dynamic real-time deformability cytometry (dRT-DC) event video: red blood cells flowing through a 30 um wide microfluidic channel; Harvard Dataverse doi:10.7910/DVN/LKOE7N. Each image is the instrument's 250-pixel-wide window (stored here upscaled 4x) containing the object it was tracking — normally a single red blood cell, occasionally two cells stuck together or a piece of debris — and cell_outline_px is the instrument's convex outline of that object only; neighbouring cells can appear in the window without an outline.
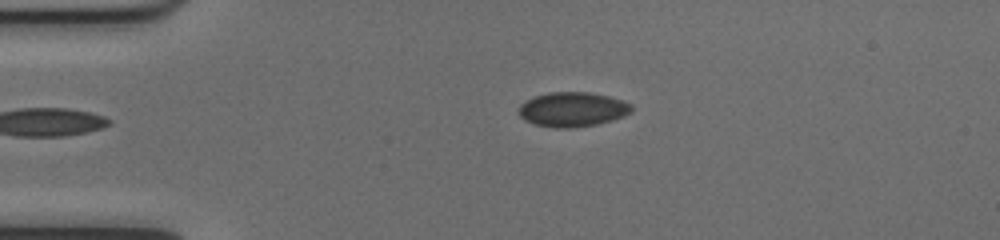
{"species": "common noctule bat (a hibernating species)", "species_latin": "Nyctalus noctula", "temperature_condition": "cold", "stored_images_in_passage": 41, "camera_frame_rate_fps": 3000, "um_per_image_px": 0.085, "animal": {"sex": "female", "body_mass_g": 17.0, "forearm_length_mm": 48.0}, "frame": {"image": 1, "passage_image": 1, "time_ms": 0.0, "image_size_px": [1000, 240], "cell_outline_px": [[632, 112], [624, 116], [612, 120], [596, 124], [568, 128], [556, 128], [536, 124], [524, 120], [516, 112], [516, 108], [524, 100], [532, 96], [548, 92], [588, 92], [608, 96], [632, 104]], "centroid_in_image_um": [48.6, 9.29], "position_along_channel_um": 36.4, "area_um2": 22.95}}
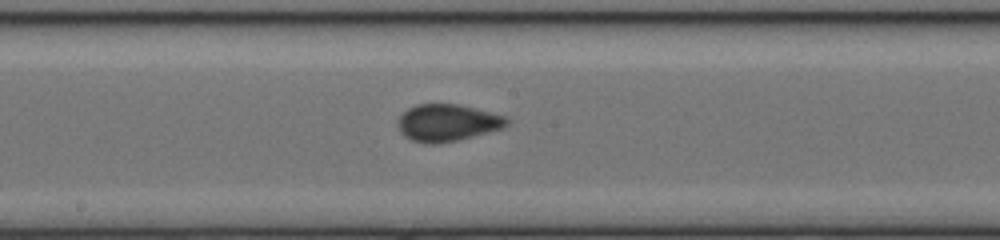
{"frame": {"image": 2, "passage_image": 17, "time_ms": 5.333, "image_size_px": [1000, 240], "cell_outline_px": [[508, 124], [504, 128], [456, 140], [436, 144], [424, 144], [412, 140], [404, 136], [400, 132], [396, 124], [396, 120], [408, 108], [416, 104], [456, 104], [476, 108], [508, 116]], "centroid_in_image_um": [38.01, 10.43], "position_along_channel_um": 210.2, "area_um2": 23.7}}
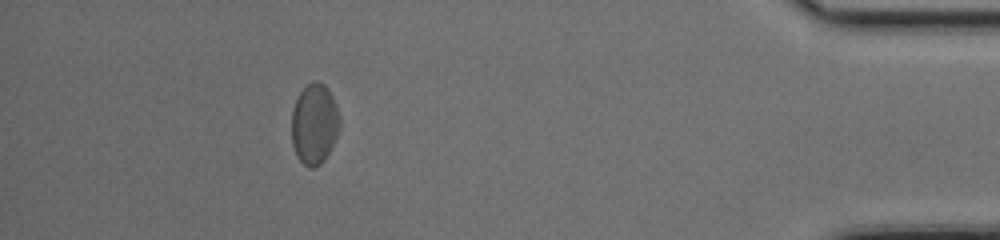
{"frame": {"image": 3, "passage_image": 36, "time_ms": 11.667, "image_size_px": [1000, 240], "cell_outline_px": [[340, 128], [324, 160], [316, 168], [308, 168], [296, 156], [292, 144], [292, 108], [300, 92], [312, 80], [316, 80], [324, 84], [328, 88], [336, 104], [340, 116]], "centroid_in_image_um": [26.72, 10.53], "position_along_channel_um": 408.5, "area_um2": 22.72}, "authors_computed_cell_mechanics": {"area_um2": 22.8888, "velocity_mm_per_s": 3.9937, "shape_relaxation_time_tau1_ms": null, "shape_relaxation_time_tau2_ms": 1.8146, "deformation_change_tau1": null, "deformation_change_tau2": 0.0652}}